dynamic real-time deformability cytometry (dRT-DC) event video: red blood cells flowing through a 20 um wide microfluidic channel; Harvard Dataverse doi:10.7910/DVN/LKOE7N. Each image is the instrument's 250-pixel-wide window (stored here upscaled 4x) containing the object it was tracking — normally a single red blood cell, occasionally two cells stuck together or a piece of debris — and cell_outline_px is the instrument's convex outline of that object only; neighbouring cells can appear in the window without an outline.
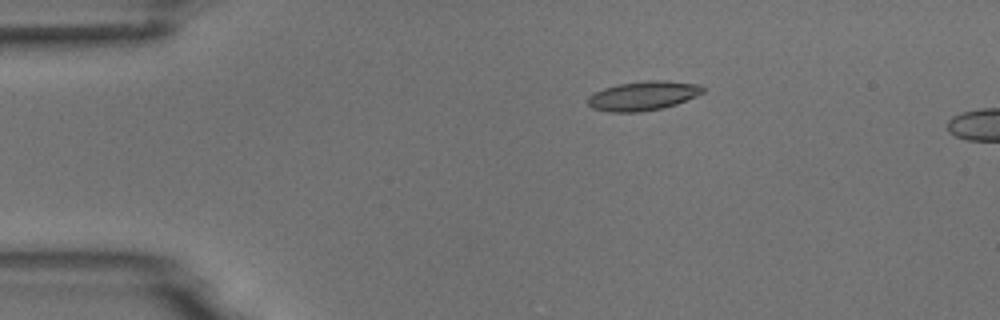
{"species": "common noctule bat (a hibernating species)", "species_latin": "Nyctalus noctula", "temperature_condition": "room temperature", "stored_images_in_passage": 4, "camera_frame_rate_fps": 3000, "um_per_image_px": 0.085, "animal": {"sex": "male", "body_mass_g": 18.8}, "frame": {"image": 1, "passage_image": 3, "time_ms": 3.0, "image_size_px": [1000, 320], "cell_outline_px": [[704, 92], [696, 96], [676, 104], [660, 108], [640, 112], [608, 112], [592, 108], [588, 104], [588, 96], [604, 88], [620, 84], [648, 80], [668, 80], [700, 84], [704, 88]], "centroid_in_image_um": [54.68, 8.14], "position_along_channel_um": 30.3, "area_um2": 19.54}}